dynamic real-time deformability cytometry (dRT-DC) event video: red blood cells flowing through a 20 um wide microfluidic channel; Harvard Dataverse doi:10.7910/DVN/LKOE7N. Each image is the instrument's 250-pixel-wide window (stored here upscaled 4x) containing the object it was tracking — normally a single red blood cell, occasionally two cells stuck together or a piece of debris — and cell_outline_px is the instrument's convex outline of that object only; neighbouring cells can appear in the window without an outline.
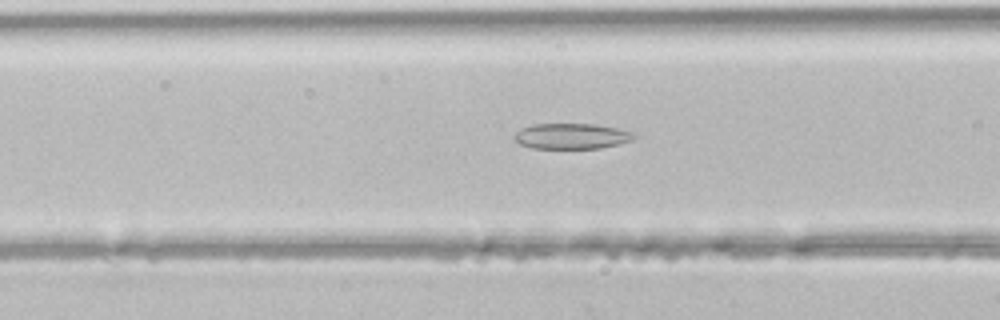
{"species": "common noctule bat (a hibernating species)", "species_latin": "Nyctalus noctula", "temperature_condition": "room temperature", "stored_images_in_passage": 31, "camera_frame_rate_fps": 3000, "um_per_image_px": 0.085, "animal": {"sex": "male", "body_mass_g": 21.5, "forearm_length_mm": 52.0}, "frame": {"image": 1, "passage_image": 4, "time_ms": 1.0, "image_size_px": [1000, 320], "cell_outline_px": [[636, 136], [632, 140], [620, 144], [600, 148], [532, 148], [520, 144], [512, 136], [516, 132], [532, 124], [592, 124], [616, 128], [632, 132]], "centroid_in_image_um": [48.58, 11.57], "position_along_channel_um": 118.0, "area_um2": 17.69}}
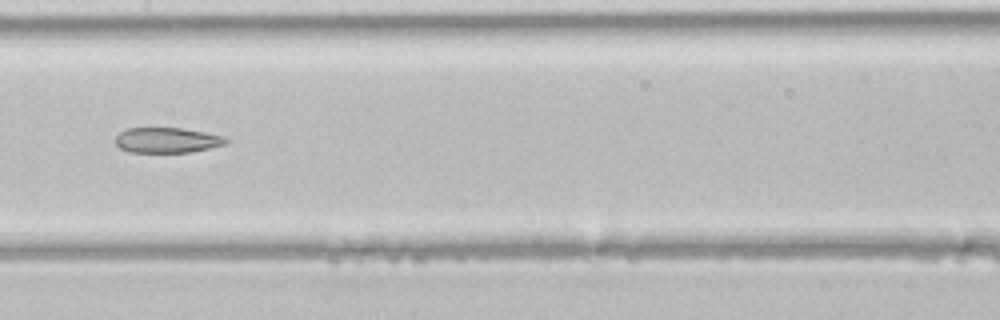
{"frame": {"image": 2, "passage_image": 9, "time_ms": 2.667, "image_size_px": [1000, 320], "cell_outline_px": [[228, 140], [224, 144], [192, 152], [128, 152], [120, 148], [116, 144], [116, 136], [120, 132], [128, 128], [180, 128], [204, 132], [224, 136]], "centroid_in_image_um": [14.17, 11.91], "position_along_channel_um": 193.2, "area_um2": 16.13}}
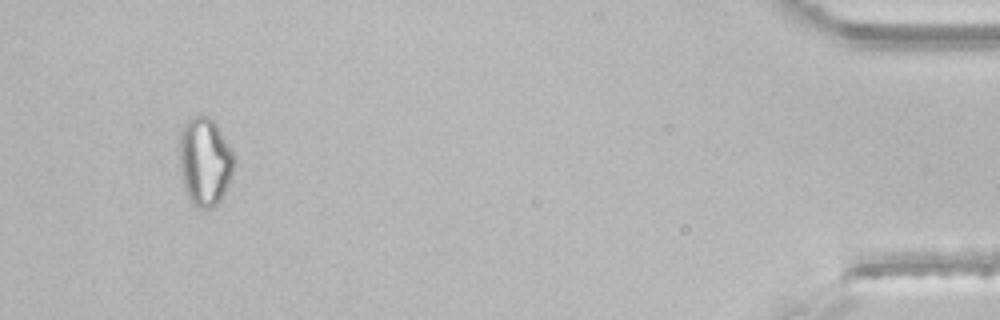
{"frame": {"image": 3, "passage_image": 29, "time_ms": 9.333, "image_size_px": [1000, 320], "cell_outline_px": [[236, 160], [228, 184], [220, 200], [212, 208], [204, 212], [196, 208], [188, 200], [184, 188], [180, 168], [180, 132], [188, 116], [208, 116], [216, 124], [232, 148], [236, 156]], "centroid_in_image_um": [17.41, 13.76], "position_along_channel_um": 417.8, "area_um2": 28.67}}